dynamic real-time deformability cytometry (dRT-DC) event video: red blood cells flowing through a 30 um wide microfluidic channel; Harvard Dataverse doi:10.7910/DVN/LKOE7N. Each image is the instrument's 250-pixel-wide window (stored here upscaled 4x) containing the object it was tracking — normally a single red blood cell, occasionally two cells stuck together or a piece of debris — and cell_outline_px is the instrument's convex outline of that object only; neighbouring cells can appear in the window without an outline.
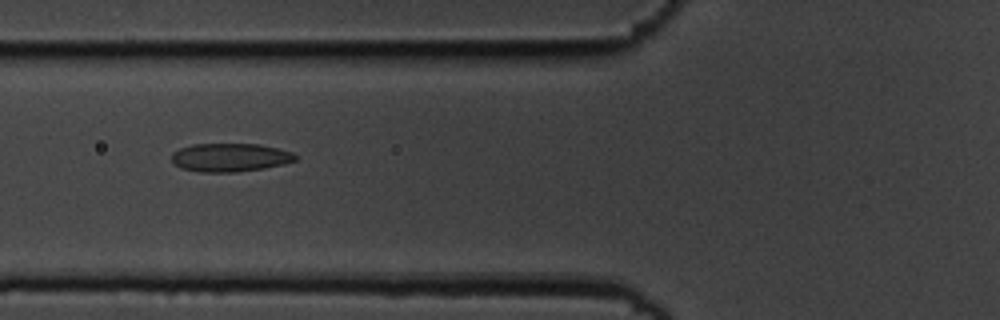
{"species": "common noctule bat (a hibernating species)", "species_latin": "Nyctalus noctula", "temperature_condition": "cold", "stored_images_in_passage": 33, "camera_frame_rate_fps": 3000, "um_per_image_px": 0.085, "animal": {"sex": "male", "body_mass_g": 19.5, "forearm_length_mm": 54.6}, "frame": {"image": 1, "passage_image": 6, "time_ms": 1.667, "image_size_px": [1000, 320], "cell_outline_px": [[296, 160], [284, 164], [264, 168], [236, 172], [200, 172], [180, 168], [172, 160], [172, 152], [180, 148], [192, 144], [260, 144], [292, 152], [296, 156]], "centroid_in_image_um": [19.54, 13.38], "position_along_channel_um": 106.3, "area_um2": 20.46}}
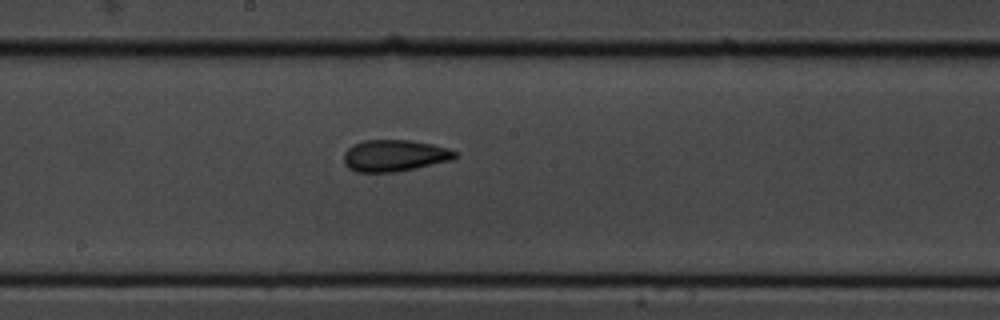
{"frame": {"image": 2, "passage_image": 15, "time_ms": 4.667, "image_size_px": [1000, 320], "cell_outline_px": [[456, 156], [452, 160], [416, 168], [396, 172], [356, 172], [348, 168], [344, 164], [344, 152], [352, 144], [364, 140], [412, 140], [432, 144], [448, 148], [456, 152]], "centroid_in_image_um": [33.5, 13.22], "position_along_channel_um": 214.7, "area_um2": 20.63}}
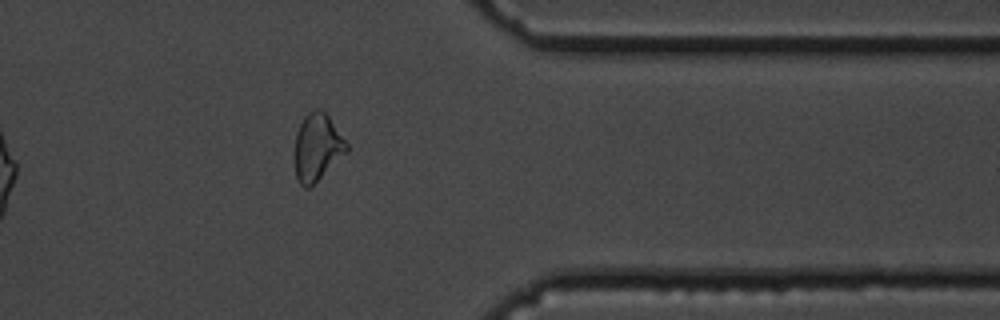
{"frame": {"image": 3, "passage_image": 30, "time_ms": 9.667, "image_size_px": [1000, 320], "cell_outline_px": [[348, 152], [308, 188], [304, 188], [296, 180], [296, 132], [304, 116], [308, 112], [316, 108], [320, 108], [328, 116], [348, 144]], "centroid_in_image_um": [26.97, 12.5], "position_along_channel_um": 384.4, "area_um2": 20.0}, "authors_computed_cell_mechanics": {"area_um2": 20.4034, "velocity_mm_per_s": 3.6098, "shape_relaxation_time_tau1_ms": 8.3982, "shape_relaxation_time_tau2_ms": 2.6166, "deformation_change_tau1": 0.1622, "deformation_change_tau2": 0.0904}}